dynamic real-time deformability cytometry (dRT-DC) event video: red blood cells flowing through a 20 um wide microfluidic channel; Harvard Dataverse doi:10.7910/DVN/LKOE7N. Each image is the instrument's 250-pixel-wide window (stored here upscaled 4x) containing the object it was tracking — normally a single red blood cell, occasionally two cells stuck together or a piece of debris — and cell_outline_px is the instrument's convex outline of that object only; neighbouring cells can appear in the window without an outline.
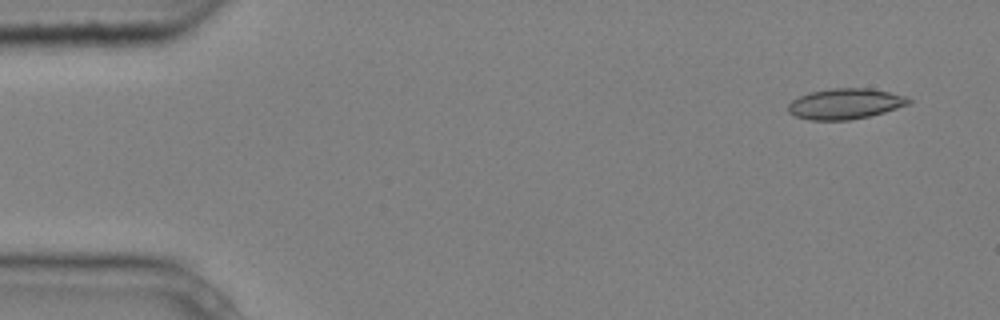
{"species": "common noctule bat (a hibernating species)", "species_latin": "Nyctalus noctula", "temperature_condition": "cold", "stored_images_in_passage": 5, "camera_frame_rate_fps": 3000, "um_per_image_px": 0.085, "animal": {"sex": "male", "body_mass_g": 20.4}, "frame": {"image": 1, "passage_image": 1, "time_ms": 0.0, "image_size_px": [1000, 320], "cell_outline_px": [[912, 100], [908, 104], [884, 112], [868, 116], [848, 120], [808, 120], [796, 116], [788, 112], [788, 104], [792, 100], [808, 92], [832, 88], [868, 88], [888, 92], [904, 96]], "centroid_in_image_um": [71.79, 8.82], "position_along_channel_um": 13.2, "area_um2": 21.33}}
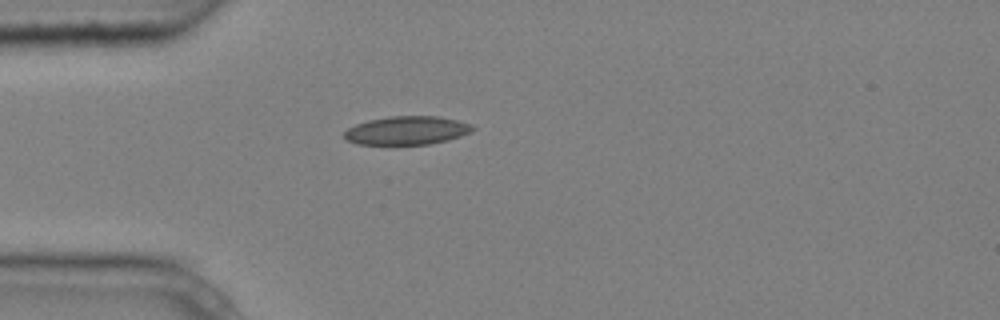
{"frame": {"image": 2, "passage_image": 4, "time_ms": 1.0, "image_size_px": [1000, 320], "cell_outline_px": [[476, 128], [472, 132], [448, 140], [428, 144], [356, 144], [344, 140], [344, 132], [348, 128], [356, 124], [368, 120], [388, 116], [440, 116], [472, 124]], "centroid_in_image_um": [34.58, 11.08], "position_along_channel_um": 50.4, "area_um2": 21.44}}